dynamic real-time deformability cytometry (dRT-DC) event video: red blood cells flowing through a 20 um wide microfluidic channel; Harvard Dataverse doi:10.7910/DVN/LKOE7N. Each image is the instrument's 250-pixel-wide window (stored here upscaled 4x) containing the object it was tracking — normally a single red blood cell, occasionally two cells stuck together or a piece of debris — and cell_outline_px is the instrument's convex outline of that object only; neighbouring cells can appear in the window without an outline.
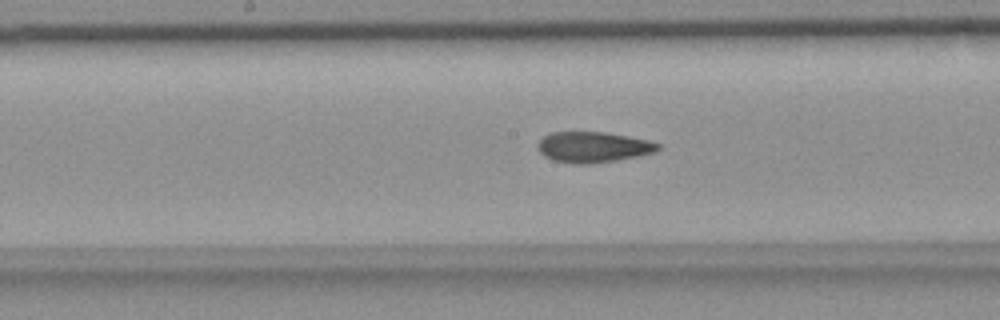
{"species": "common noctule bat (a hibernating species)", "species_latin": "Nyctalus noctula", "temperature_condition": "room temperature", "stored_images_in_passage": 39, "camera_frame_rate_fps": 3000, "um_per_image_px": 0.085, "animal": {"sex": "female", "body_mass_g": 18.4}, "frame": {"image": 1, "passage_image": 11, "time_ms": 3.333, "image_size_px": [1000, 320], "cell_outline_px": [[660, 148], [656, 152], [640, 156], [616, 160], [588, 164], [576, 164], [552, 160], [544, 156], [540, 152], [536, 144], [544, 136], [552, 132], [604, 132], [628, 136], [648, 140], [660, 144]], "centroid_in_image_um": [50.42, 12.5], "position_along_channel_um": 197.8, "area_um2": 21.56}}
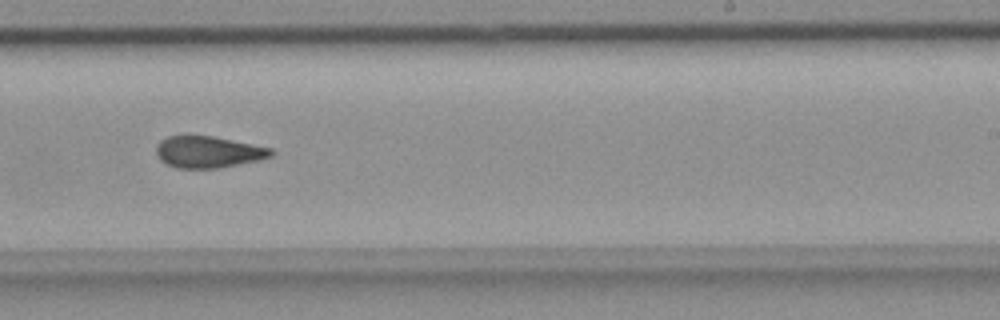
{"frame": {"image": 2, "passage_image": 17, "time_ms": 5.333, "image_size_px": [1000, 320], "cell_outline_px": [[276, 152], [272, 156], [260, 160], [220, 168], [176, 168], [160, 160], [156, 156], [156, 144], [160, 140], [168, 136], [212, 136], [272, 148]], "centroid_in_image_um": [17.71, 12.92], "position_along_channel_um": 271.3, "area_um2": 21.27}}
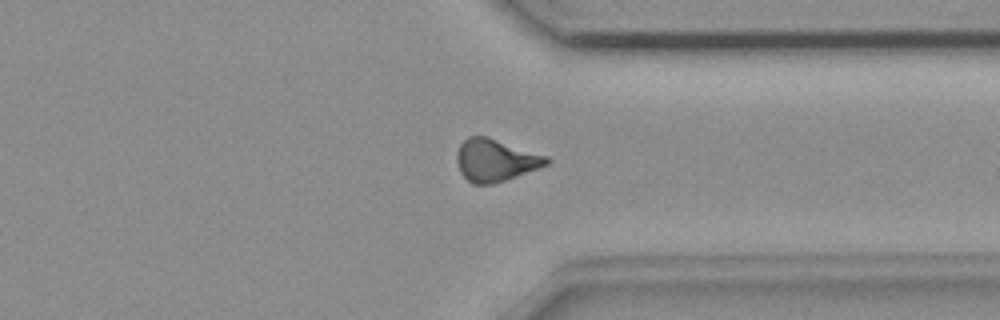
{"frame": {"image": 3, "passage_image": 25, "time_ms": 8.0, "image_size_px": [1000, 320], "cell_outline_px": [[552, 160], [548, 164], [504, 180], [492, 184], [472, 184], [460, 172], [456, 160], [456, 156], [460, 144], [468, 136], [488, 136], [548, 156]], "centroid_in_image_um": [42.1, 13.6], "position_along_channel_um": 369.3, "area_um2": 22.02}}